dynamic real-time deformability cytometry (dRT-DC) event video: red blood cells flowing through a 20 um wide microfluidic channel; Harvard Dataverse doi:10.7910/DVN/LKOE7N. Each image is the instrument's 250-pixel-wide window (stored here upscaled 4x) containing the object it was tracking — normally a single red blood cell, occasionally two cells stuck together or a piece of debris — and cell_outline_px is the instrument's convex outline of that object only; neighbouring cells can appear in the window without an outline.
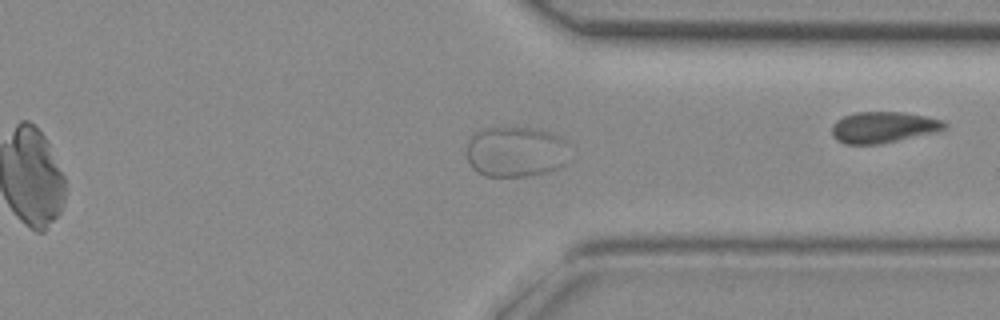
{"species": "common noctule bat (a hibernating species)", "species_latin": "Nyctalus noctula", "temperature_condition": "room temperature", "stored_images_in_passage": 40, "camera_frame_rate_fps": 3000, "um_per_image_px": 0.085, "animal": {"sex": "female", "body_mass_g": 29.2, "forearm_length_mm": 56.3}, "frame": {"image": 1, "passage_image": 29, "time_ms": 9.333, "image_size_px": [1000, 320], "cell_outline_px": [[572, 160], [560, 168], [552, 172], [528, 176], [484, 176], [476, 172], [468, 164], [468, 140], [476, 132], [484, 128], [528, 128], [552, 132], [560, 136], [568, 144]], "centroid_in_image_um": [43.92, 12.93], "position_along_channel_um": 367.5, "area_um2": 31.1}}